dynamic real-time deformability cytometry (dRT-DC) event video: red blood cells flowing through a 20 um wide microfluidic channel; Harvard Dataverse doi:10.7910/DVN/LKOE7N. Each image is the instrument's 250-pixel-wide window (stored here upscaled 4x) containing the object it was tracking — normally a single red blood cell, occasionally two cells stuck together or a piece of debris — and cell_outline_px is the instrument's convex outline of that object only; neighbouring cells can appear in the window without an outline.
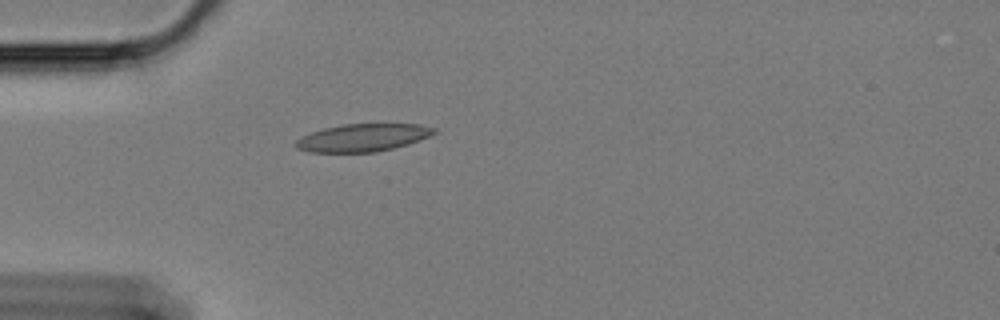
{"species": "Egyptian fruit bat (a non-hibernating species)", "species_latin": "Rousettus aegyptiacus", "temperature_condition": "cold", "stored_images_in_passage": 44, "camera_frame_rate_fps": 3000, "um_per_image_px": 0.085, "animal": {"sex": "female"}, "frame": {"image": 1, "passage_image": 2, "time_ms": 0.333, "image_size_px": [1000, 320], "cell_outline_px": [[436, 132], [420, 140], [408, 144], [376, 152], [308, 152], [296, 148], [292, 144], [300, 136], [324, 128], [344, 124], [420, 124], [436, 128]], "centroid_in_image_um": [30.79, 11.7], "position_along_channel_um": 54.2, "area_um2": 22.31}}
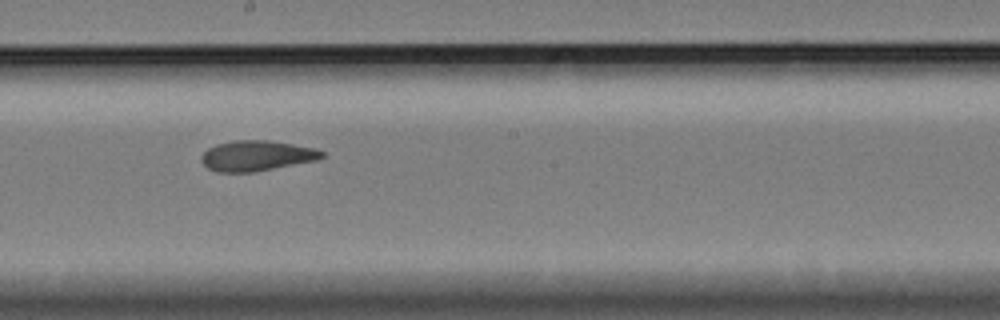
{"frame": {"image": 2, "passage_image": 18, "time_ms": 5.667, "image_size_px": [1000, 320], "cell_outline_px": [[324, 156], [316, 160], [252, 172], [216, 172], [208, 168], [200, 160], [200, 156], [208, 148], [216, 144], [232, 140], [268, 140], [316, 148], [324, 152]], "centroid_in_image_um": [21.78, 13.23], "position_along_channel_um": 226.4, "area_um2": 21.27}}
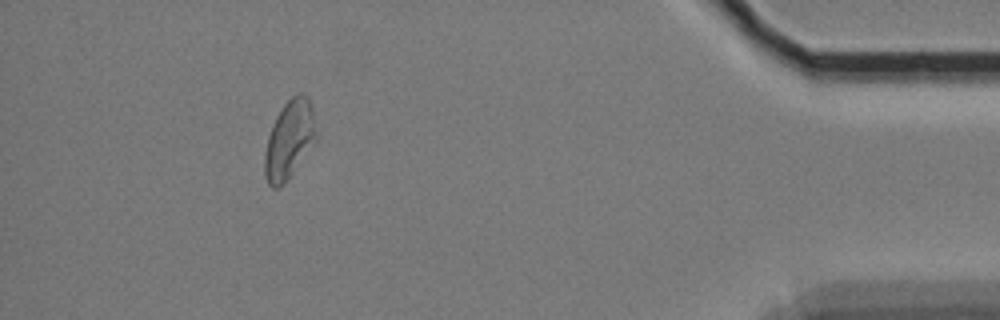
{"frame": {"image": 3, "passage_image": 39, "time_ms": 12.667, "image_size_px": [1000, 320], "cell_outline_px": [[316, 140], [284, 184], [276, 188], [272, 188], [268, 184], [264, 176], [264, 156], [268, 136], [272, 124], [276, 116], [284, 104], [292, 96], [300, 92], [304, 92], [308, 96], [312, 104], [316, 132]], "centroid_in_image_um": [24.58, 11.85], "position_along_channel_um": 410.6, "area_um2": 23.52}, "authors_computed_cell_mechanics": {"area_um2": 21.8195, "velocity_mm_per_s": 3.3818, "shape_relaxation_time_tau1_ms": null, "shape_relaxation_time_tau2_ms": 3.1413, "deformation_change_tau1": null, "deformation_change_tau2": 0.0903}}